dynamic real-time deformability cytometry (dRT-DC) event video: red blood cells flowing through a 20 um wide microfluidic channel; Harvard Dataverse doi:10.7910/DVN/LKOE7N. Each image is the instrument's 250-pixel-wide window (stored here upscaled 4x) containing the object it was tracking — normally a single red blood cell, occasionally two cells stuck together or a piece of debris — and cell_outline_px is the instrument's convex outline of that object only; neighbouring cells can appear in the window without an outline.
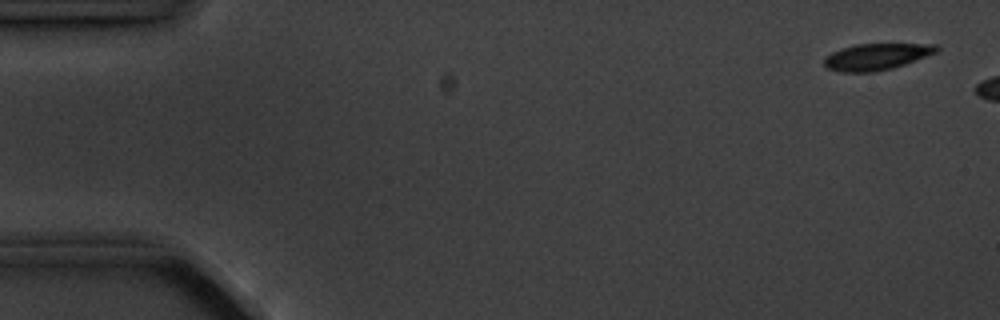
{"species": "common noctule bat (a hibernating species)", "species_latin": "Nyctalus noctula", "temperature_condition": "cold", "stored_images_in_passage": 3, "camera_frame_rate_fps": 3000, "um_per_image_px": 0.085, "animal": {"sex": "male", "body_mass_g": 20.1, "forearm_length_mm": 53.5}, "frame": {"image": 1, "passage_image": 1, "time_ms": 0.0, "image_size_px": [1000, 320], "cell_outline_px": [[940, 48], [936, 52], [904, 64], [892, 68], [872, 72], [840, 72], [828, 68], [824, 64], [824, 60], [832, 52], [856, 44], [936, 44]], "centroid_in_image_um": [74.5, 4.82], "position_along_channel_um": 10.5, "area_um2": 16.99}}